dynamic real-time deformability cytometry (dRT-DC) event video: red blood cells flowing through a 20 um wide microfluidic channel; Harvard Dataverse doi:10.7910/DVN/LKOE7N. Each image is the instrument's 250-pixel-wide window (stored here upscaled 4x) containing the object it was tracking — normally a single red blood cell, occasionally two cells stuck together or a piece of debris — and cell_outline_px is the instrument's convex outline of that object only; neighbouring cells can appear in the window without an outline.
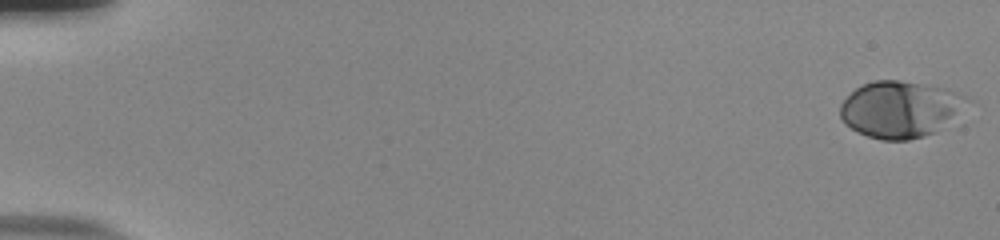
{"species": "human", "species_latin": "Homo sapiens", "temperature_condition": "room temperature", "stored_images_in_passage": 54, "camera_frame_rate_fps": 3000, "um_per_image_px": 0.085, "donor": {"sex": "male"}, "frame": {"image": 1, "passage_image": 1, "time_ms": 0.0, "image_size_px": [1000, 240], "cell_outline_px": [[968, 96], [932, 132], [924, 136], [908, 140], [880, 140], [856, 132], [844, 124], [840, 116], [840, 104], [856, 88], [872, 80], [900, 80], [948, 88]], "centroid_in_image_um": [76.34, 9.26], "position_along_channel_um": 8.7, "area_um2": 40.4}}
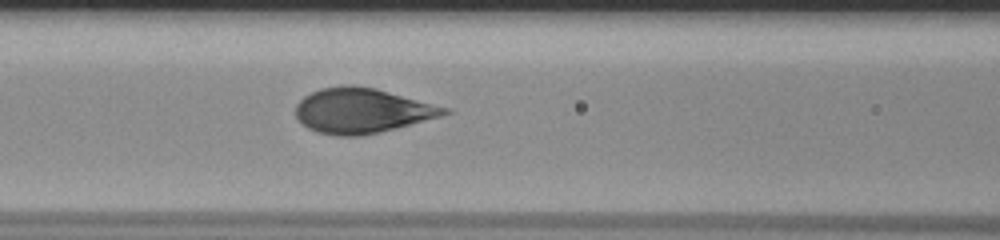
{"frame": {"image": 2, "passage_image": 25, "time_ms": 8.0, "image_size_px": [1000, 240], "cell_outline_px": [[452, 112], [440, 116], [396, 128], [380, 132], [360, 136], [336, 136], [316, 132], [308, 128], [296, 116], [296, 104], [304, 96], [320, 88], [340, 84], [352, 84], [376, 88], [452, 108]], "centroid_in_image_um": [30.78, 9.39], "position_along_channel_um": 135.8, "area_um2": 39.25}}
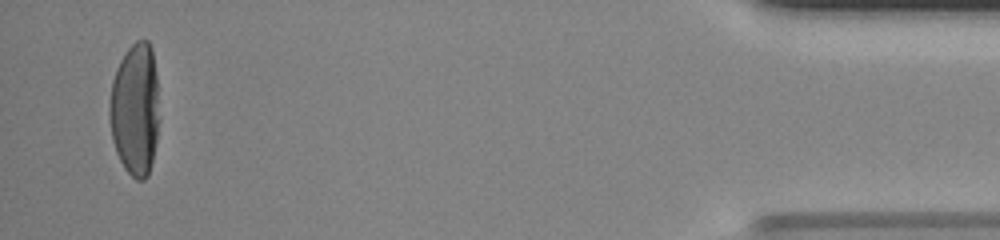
{"frame": {"image": 3, "passage_image": 53, "time_ms": 17.333, "image_size_px": [1000, 240], "cell_outline_px": [[156, 144], [148, 176], [144, 180], [136, 180], [124, 168], [116, 152], [112, 140], [108, 116], [108, 108], [112, 80], [116, 68], [124, 52], [136, 40], [148, 40], [152, 48], [156, 76]], "centroid_in_image_um": [11.43, 9.29], "position_along_channel_um": 423.8, "area_um2": 38.21}, "authors_computed_cell_mechanics": {"area_um2": 39.2173, "velocity_mm_per_s": 3.8357, "shape_relaxation_time_tau1_ms": 3.8385, "shape_relaxation_time_tau2_ms": null, "deformation_change_tau1": 0.2173, "deformation_change_tau2": null}}